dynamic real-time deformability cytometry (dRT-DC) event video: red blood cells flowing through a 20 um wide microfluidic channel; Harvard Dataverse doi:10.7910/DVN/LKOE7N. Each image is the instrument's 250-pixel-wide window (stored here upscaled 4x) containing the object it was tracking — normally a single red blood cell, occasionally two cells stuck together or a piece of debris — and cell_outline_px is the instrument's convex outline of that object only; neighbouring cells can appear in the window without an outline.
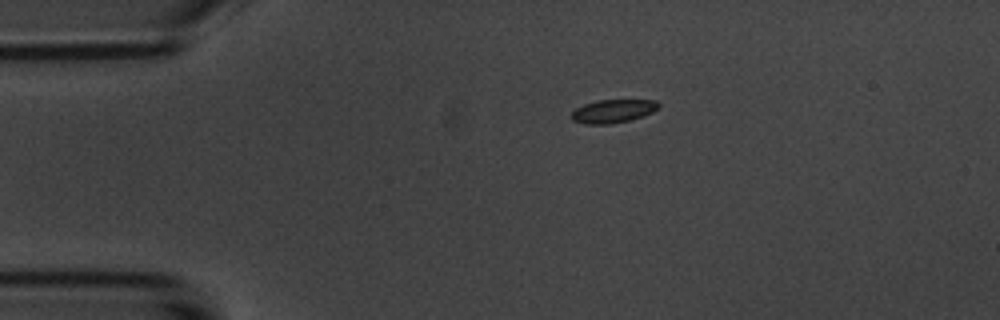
{"species": "common noctule bat (a hibernating species)", "species_latin": "Nyctalus noctula", "temperature_condition": "room temperature", "stored_images_in_passage": 2, "camera_frame_rate_fps": 3000, "um_per_image_px": 0.085, "animal": {"sex": "male", "body_mass_g": 20.1, "forearm_length_mm": 53.5}, "frame": {"image": 1, "passage_image": 1, "time_ms": 0.0, "image_size_px": [1000, 320], "cell_outline_px": [[660, 108], [652, 112], [628, 120], [612, 124], [584, 124], [572, 120], [572, 112], [576, 108], [584, 104], [596, 100], [656, 100], [660, 104]], "centroid_in_image_um": [52.1, 9.44], "position_along_channel_um": 32.9, "area_um2": 11.79}}